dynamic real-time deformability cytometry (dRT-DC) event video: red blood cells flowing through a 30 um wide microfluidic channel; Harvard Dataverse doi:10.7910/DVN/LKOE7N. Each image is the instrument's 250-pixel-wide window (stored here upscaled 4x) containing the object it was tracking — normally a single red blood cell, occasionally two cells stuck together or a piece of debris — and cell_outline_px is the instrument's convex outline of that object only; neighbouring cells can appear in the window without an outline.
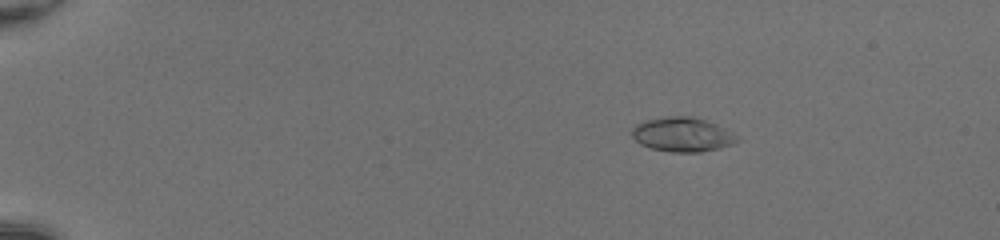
{"species": "common noctule bat (a hibernating species)", "species_latin": "Nyctalus noctula", "temperature_condition": "room temperature", "stored_images_in_passage": 53, "camera_frame_rate_fps": 3000, "um_per_image_px": 0.085, "animal": {"sex": "female", "body_mass_g": 20.0, "forearm_length_mm": 54.0}, "frame": {"image": 1, "passage_image": 11, "time_ms": 3.333, "image_size_px": [1000, 240], "cell_outline_px": [[740, 140], [736, 144], [720, 148], [700, 152], [672, 152], [652, 148], [640, 144], [632, 136], [632, 128], [636, 124], [648, 120], [664, 116], [696, 116], [716, 124], [740, 136]], "centroid_in_image_um": [58.06, 11.43], "position_along_channel_um": 26.9, "area_um2": 21.27}}
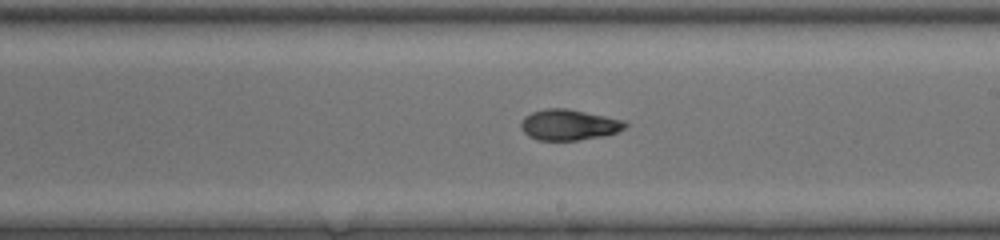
{"frame": {"image": 2, "passage_image": 34, "time_ms": 11.0, "image_size_px": [1000, 240], "cell_outline_px": [[628, 124], [624, 128], [616, 132], [604, 136], [576, 140], [536, 140], [528, 136], [520, 128], [520, 124], [524, 116], [532, 112], [544, 108], [568, 108], [624, 120]], "centroid_in_image_um": [48.32, 10.6], "position_along_channel_um": 240.7, "area_um2": 18.79}}
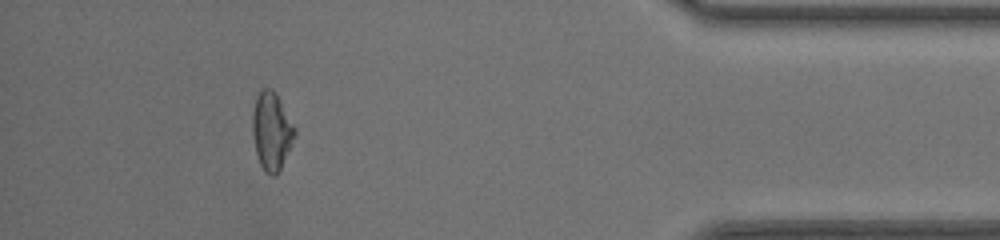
{"frame": {"image": 3, "passage_image": 49, "time_ms": 16.0, "image_size_px": [1000, 240], "cell_outline_px": [[296, 136], [280, 168], [272, 176], [264, 172], [256, 156], [252, 132], [252, 112], [256, 96], [264, 88], [272, 88], [296, 128]], "centroid_in_image_um": [23.07, 11.14], "position_along_channel_um": 412.1, "area_um2": 19.07}, "authors_computed_cell_mechanics": {"area_um2": 19.363, "velocity_mm_per_s": 4.2406, "shape_relaxation_time_tau1_ms": null, "shape_relaxation_time_tau2_ms": 1.8846, "deformation_change_tau1": null, "deformation_change_tau2": 0.0534}}